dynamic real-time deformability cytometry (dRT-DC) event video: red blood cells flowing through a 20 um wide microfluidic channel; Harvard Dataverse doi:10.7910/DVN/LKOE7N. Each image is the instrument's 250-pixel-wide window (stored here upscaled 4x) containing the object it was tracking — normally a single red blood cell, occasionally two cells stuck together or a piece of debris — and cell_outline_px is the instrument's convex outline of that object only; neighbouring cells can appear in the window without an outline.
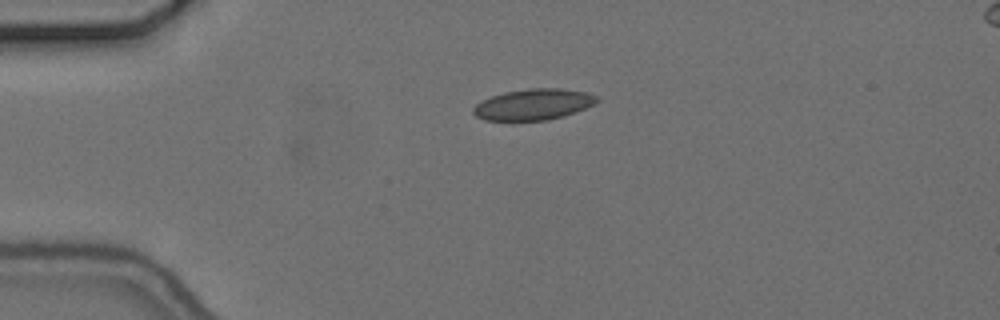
{"species": "common noctule bat (a hibernating species)", "species_latin": "Nyctalus noctula", "temperature_condition": "cold", "stored_images_in_passage": 3, "camera_frame_rate_fps": 3000, "um_per_image_px": 0.085, "animal": {"sex": "female", "body_mass_g": 24.6, "forearm_length_mm": 56.2}, "frame": {"image": 1, "passage_image": 3, "time_ms": 0.667, "image_size_px": [1000, 320], "cell_outline_px": [[600, 100], [576, 112], [564, 116], [548, 120], [484, 120], [476, 116], [472, 112], [472, 108], [476, 104], [492, 96], [504, 92], [528, 88], [560, 88], [588, 92], [596, 96]], "centroid_in_image_um": [45.34, 8.87], "position_along_channel_um": 39.7, "area_um2": 22.31}}